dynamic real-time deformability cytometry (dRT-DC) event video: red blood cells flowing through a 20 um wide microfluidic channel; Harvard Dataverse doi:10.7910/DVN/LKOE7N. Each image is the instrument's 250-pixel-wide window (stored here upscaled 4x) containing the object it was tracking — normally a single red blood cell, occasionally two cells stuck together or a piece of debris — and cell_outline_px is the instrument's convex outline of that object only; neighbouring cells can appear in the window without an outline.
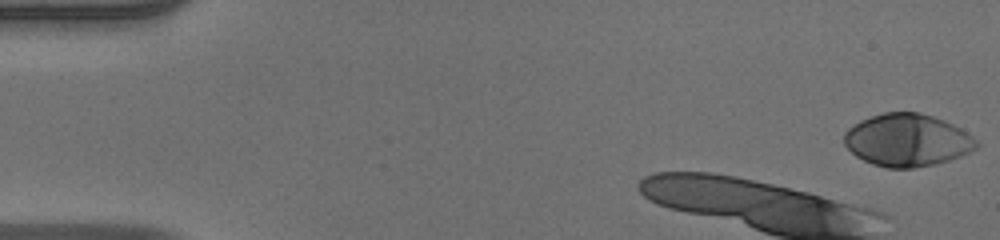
{"species": "human", "species_latin": "Homo sapiens", "temperature_condition": "warm", "stored_images_in_passage": 11, "camera_frame_rate_fps": 3000, "um_per_image_px": 0.085, "donor": {"sex": "male"}, "frame": {"image": 1, "passage_image": 1, "time_ms": 0.0, "image_size_px": [1000, 240], "cell_outline_px": [[980, 144], [976, 148], [960, 156], [936, 164], [912, 168], [888, 168], [872, 164], [856, 156], [844, 144], [844, 132], [852, 124], [860, 120], [884, 112], [920, 112], [944, 120], [960, 128], [972, 136]], "centroid_in_image_um": [77.09, 11.91], "position_along_channel_um": 7.9, "area_um2": 40.46}}